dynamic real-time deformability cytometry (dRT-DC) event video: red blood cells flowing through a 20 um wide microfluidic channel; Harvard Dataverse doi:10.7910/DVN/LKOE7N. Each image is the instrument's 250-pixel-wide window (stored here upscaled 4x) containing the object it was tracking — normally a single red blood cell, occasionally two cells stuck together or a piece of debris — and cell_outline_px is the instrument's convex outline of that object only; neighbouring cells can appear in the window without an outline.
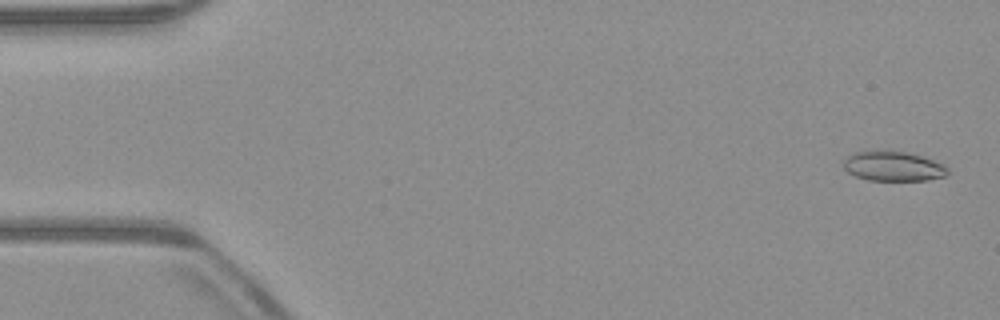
{"species": "common noctule bat (a hibernating species)", "species_latin": "Nyctalus noctula", "temperature_condition": "warm", "stored_images_in_passage": 52, "camera_frame_rate_fps": 3000, "um_per_image_px": 0.085, "animal": {"sex": "male", "body_mass_g": 23.1, "forearm_length_mm": 52.7}, "frame": {"image": 1, "passage_image": 2, "time_ms": 0.333, "image_size_px": [1000, 320], "cell_outline_px": [[948, 172], [944, 176], [928, 180], [868, 180], [856, 176], [848, 172], [844, 168], [844, 160], [852, 152], [864, 148], [884, 148], [904, 152], [920, 156], [944, 164], [948, 168]], "centroid_in_image_um": [75.85, 14.07], "position_along_channel_um": 9.2, "area_um2": 18.61}}
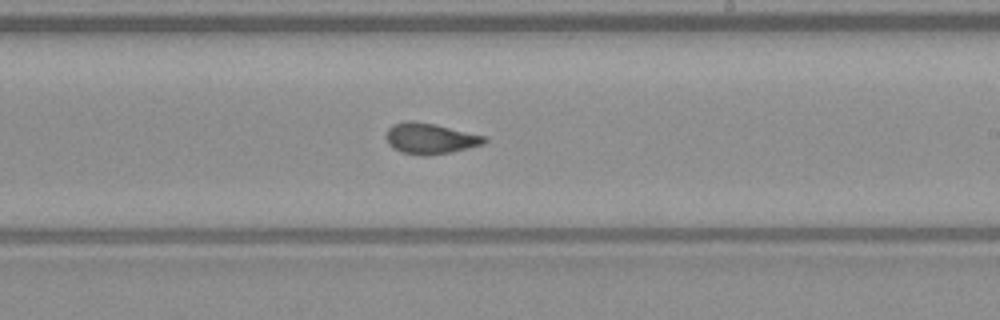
{"frame": {"image": 2, "passage_image": 31, "time_ms": 10.0, "image_size_px": [1000, 320], "cell_outline_px": [[488, 140], [480, 144], [448, 152], [424, 156], [400, 152], [388, 144], [384, 136], [388, 128], [392, 124], [404, 120], [416, 120], [436, 124], [488, 136]], "centroid_in_image_um": [36.5, 11.74], "position_along_channel_um": 252.5, "area_um2": 17.8}}
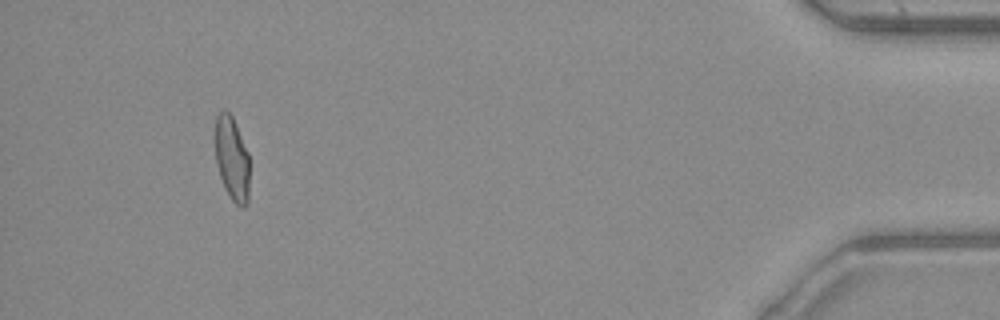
{"frame": {"image": 3, "passage_image": 49, "time_ms": 16.0, "image_size_px": [1000, 320], "cell_outline_px": [[248, 200], [244, 208], [240, 208], [232, 200], [224, 188], [220, 176], [216, 160], [216, 116], [224, 108], [232, 116], [236, 124], [248, 152]], "centroid_in_image_um": [19.72, 13.49], "position_along_channel_um": 415.5, "area_um2": 16.65}, "authors_computed_cell_mechanics": {"area_um2": 17.6579, "velocity_mm_per_s": 3.958, "shape_relaxation_time_tau1_ms": 5.2186, "shape_relaxation_time_tau2_ms": 0.9688, "deformation_change_tau1": 0.1668, "deformation_change_tau2": 0.0654}}